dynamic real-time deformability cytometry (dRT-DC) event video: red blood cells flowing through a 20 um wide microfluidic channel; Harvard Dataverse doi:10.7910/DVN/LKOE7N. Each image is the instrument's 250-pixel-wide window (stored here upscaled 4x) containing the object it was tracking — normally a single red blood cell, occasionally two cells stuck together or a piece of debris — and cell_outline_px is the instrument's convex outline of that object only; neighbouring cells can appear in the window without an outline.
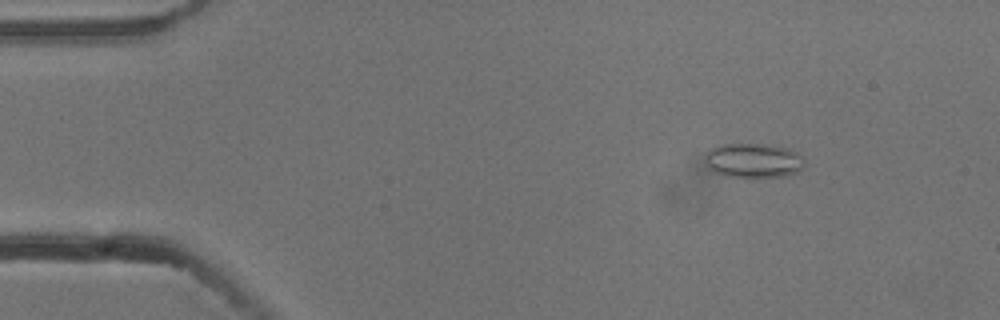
{"species": "common noctule bat (a hibernating species)", "species_latin": "Nyctalus noctula", "temperature_condition": "cold", "stored_images_in_passage": 4, "camera_frame_rate_fps": 3000, "um_per_image_px": 0.085, "animal": {"sex": "male", "body_mass_g": 13.3}, "frame": {"image": 1, "passage_image": 1, "time_ms": 0.0, "image_size_px": [1000, 320], "cell_outline_px": [[804, 164], [796, 172], [784, 176], [752, 180], [728, 176], [712, 172], [708, 168], [704, 160], [704, 156], [708, 148], [716, 144], [760, 144], [788, 148], [796, 152], [800, 156]], "centroid_in_image_um": [63.94, 13.68], "position_along_channel_um": 21.1, "area_um2": 20.69}}